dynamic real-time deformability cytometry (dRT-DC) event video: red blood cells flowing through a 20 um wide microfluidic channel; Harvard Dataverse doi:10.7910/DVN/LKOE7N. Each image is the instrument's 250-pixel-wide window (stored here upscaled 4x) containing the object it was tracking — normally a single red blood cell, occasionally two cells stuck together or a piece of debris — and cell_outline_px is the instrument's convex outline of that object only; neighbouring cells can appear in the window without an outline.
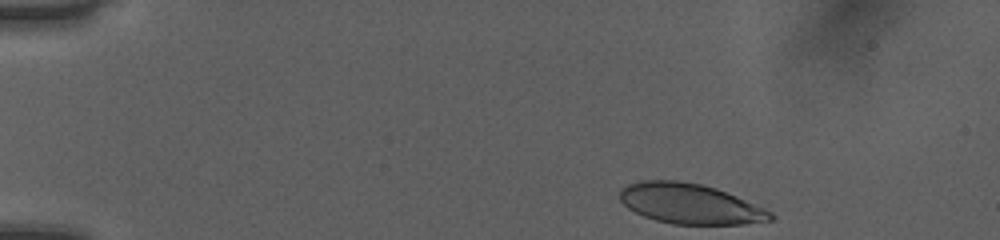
{"species": "human", "species_latin": "Homo sapiens", "temperature_condition": "room temperature", "stored_images_in_passage": 39, "camera_frame_rate_fps": 3000, "um_per_image_px": 0.085, "donor": {"sex": "female"}, "frame": {"image": 1, "passage_image": 1, "time_ms": 0.0, "image_size_px": [1000, 240], "cell_outline_px": [[776, 216], [772, 220], [744, 224], [672, 224], [656, 220], [644, 216], [628, 208], [620, 200], [620, 188], [628, 184], [640, 180], [676, 180], [700, 184], [716, 188], [736, 196], [764, 208], [772, 212]], "centroid_in_image_um": [58.64, 17.32], "position_along_channel_um": 26.4, "area_um2": 35.26}}
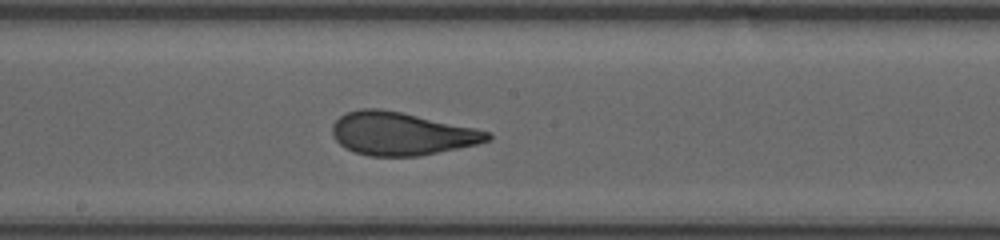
{"frame": {"image": 2, "passage_image": 22, "time_ms": 7.0, "image_size_px": [1000, 240], "cell_outline_px": [[492, 140], [476, 144], [420, 156], [368, 156], [352, 152], [344, 148], [332, 136], [332, 124], [340, 116], [348, 112], [360, 108], [376, 108], [400, 112], [472, 128], [488, 132], [492, 136]], "centroid_in_image_um": [34.05, 11.38], "position_along_channel_um": 214.1, "area_um2": 38.55}}
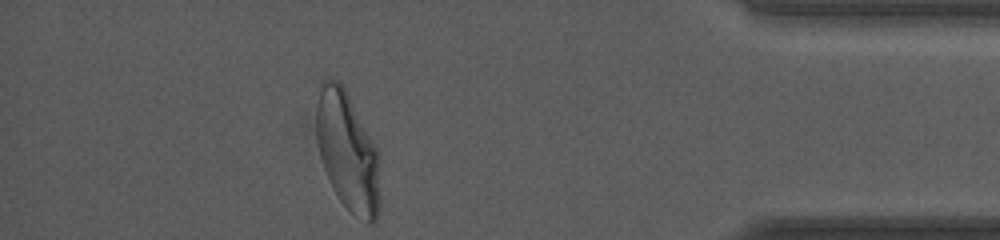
{"frame": {"image": 3, "passage_image": 39, "time_ms": 12.667, "image_size_px": [1000, 240], "cell_outline_px": [[380, 204], [376, 220], [372, 224], [368, 224], [352, 212], [340, 200], [324, 168], [320, 156], [316, 140], [316, 108], [320, 80], [336, 80], [344, 88], [380, 152]], "centroid_in_image_um": [29.57, 12.89], "position_along_channel_um": 405.6, "area_um2": 44.27}, "authors_computed_cell_mechanics": {"area_um2": 38.437, "velocity_mm_per_s": 4.0389, "shape_relaxation_time_tau1_ms": 4.5292, "shape_relaxation_time_tau2_ms": 0.8397, "deformation_change_tau1": 0.184, "deformation_change_tau2": 0.0853}}